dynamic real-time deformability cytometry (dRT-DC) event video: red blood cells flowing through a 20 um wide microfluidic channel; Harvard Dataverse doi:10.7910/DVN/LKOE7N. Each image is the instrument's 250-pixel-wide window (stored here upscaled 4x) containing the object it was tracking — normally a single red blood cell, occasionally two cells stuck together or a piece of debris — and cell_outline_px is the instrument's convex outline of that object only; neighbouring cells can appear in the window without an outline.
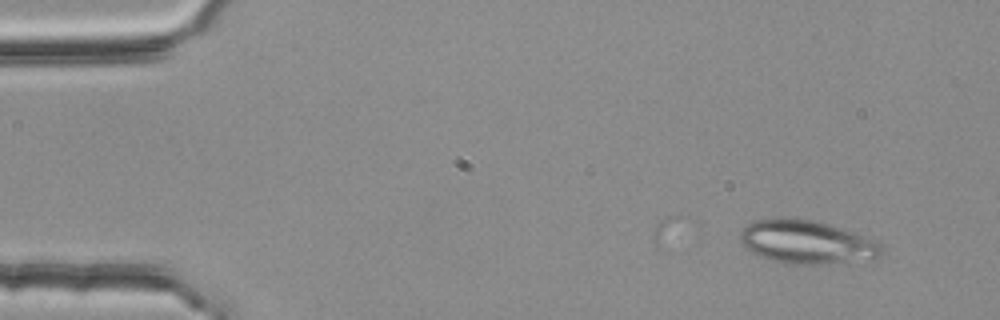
{"species": "common noctule bat (a hibernating species)", "species_latin": "Nyctalus noctula", "temperature_condition": "room temperature", "stored_images_in_passage": 4, "camera_frame_rate_fps": 3000, "um_per_image_px": 0.085, "animal": {"sex": "female", "body_mass_g": 25.1}, "frame": {"image": 1, "passage_image": 4, "time_ms": 1.0, "image_size_px": [1000, 320], "cell_outline_px": [[884, 248], [880, 256], [828, 264], [784, 264], [760, 256], [752, 252], [740, 240], [740, 232], [752, 220], [784, 216], [812, 220], [828, 224], [876, 240]], "centroid_in_image_um": [68.52, 20.55], "position_along_channel_um": 16.5, "area_um2": 35.66}}